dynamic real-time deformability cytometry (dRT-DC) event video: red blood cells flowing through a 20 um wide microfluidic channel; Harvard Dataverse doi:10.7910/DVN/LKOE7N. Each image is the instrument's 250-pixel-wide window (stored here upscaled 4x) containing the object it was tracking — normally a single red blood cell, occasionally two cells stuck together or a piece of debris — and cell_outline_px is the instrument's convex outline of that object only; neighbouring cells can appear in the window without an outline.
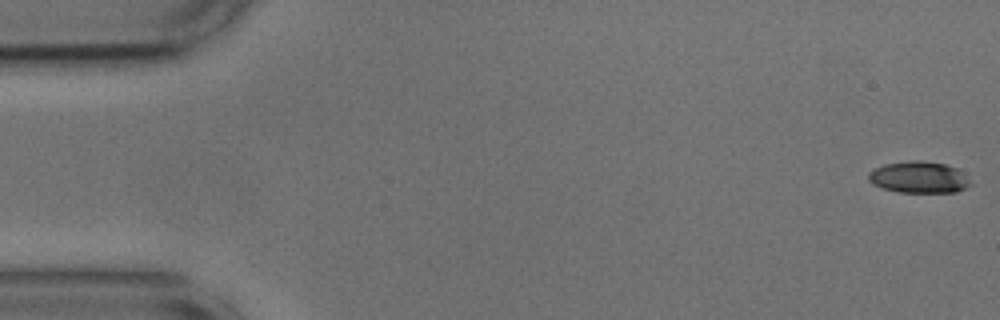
{"species": "common noctule bat (a hibernating species)", "species_latin": "Nyctalus noctula", "temperature_condition": "cold", "stored_images_in_passage": 55, "camera_frame_rate_fps": 3000, "um_per_image_px": 0.085, "animal": {"sex": "male", "body_mass_g": 17.9, "forearm_length_mm": 54.2}, "frame": {"image": 1, "passage_image": 1, "time_ms": 0.0, "image_size_px": [1000, 320], "cell_outline_px": [[972, 184], [956, 192], [900, 192], [884, 188], [872, 184], [868, 180], [868, 172], [884, 164], [912, 160], [920, 160], [944, 164], [956, 168]], "centroid_in_image_um": [78.06, 15.06], "position_along_channel_um": 6.9, "area_um2": 18.5}}
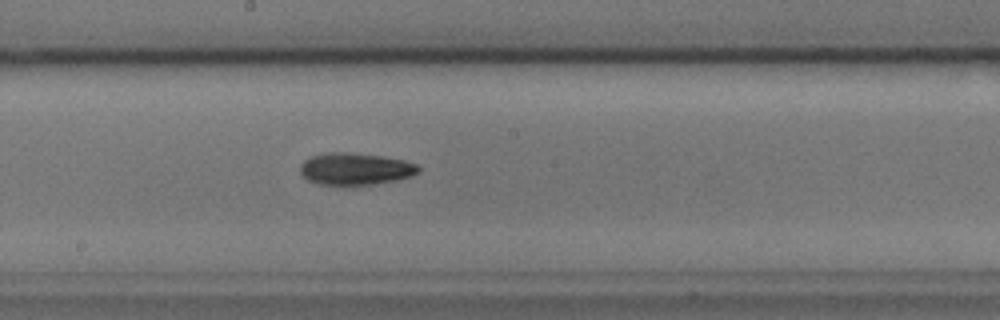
{"frame": {"image": 2, "passage_image": 29, "time_ms": 9.333, "image_size_px": [1000, 320], "cell_outline_px": [[420, 172], [412, 176], [396, 180], [372, 184], [320, 184], [308, 180], [300, 172], [300, 164], [304, 160], [312, 156], [328, 152], [344, 152], [380, 156], [404, 160], [416, 164], [420, 168]], "centroid_in_image_um": [30.21, 14.35], "position_along_channel_um": 218.0, "area_um2": 21.79}}
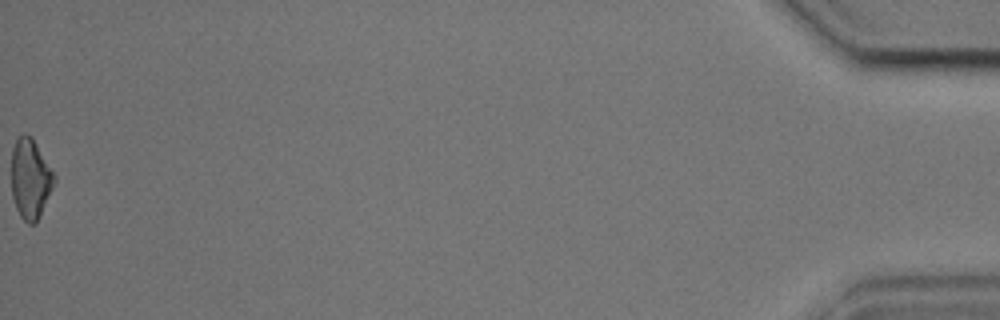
{"frame": {"image": 3, "passage_image": 55, "time_ms": 18.0, "image_size_px": [1000, 320], "cell_outline_px": [[56, 180], [36, 224], [28, 224], [20, 216], [16, 208], [12, 196], [12, 148], [16, 140], [24, 132], [32, 136], [56, 176]], "centroid_in_image_um": [2.58, 15.19], "position_along_channel_um": 432.6, "area_um2": 20.0}, "authors_computed_cell_mechanics": {"area_um2": 20.3456, "velocity_mm_per_s": 3.6585, "shape_relaxation_time_tau1_ms": 2.2389, "shape_relaxation_time_tau2_ms": null, "deformation_change_tau1": 0.1254, "deformation_change_tau2": null}}